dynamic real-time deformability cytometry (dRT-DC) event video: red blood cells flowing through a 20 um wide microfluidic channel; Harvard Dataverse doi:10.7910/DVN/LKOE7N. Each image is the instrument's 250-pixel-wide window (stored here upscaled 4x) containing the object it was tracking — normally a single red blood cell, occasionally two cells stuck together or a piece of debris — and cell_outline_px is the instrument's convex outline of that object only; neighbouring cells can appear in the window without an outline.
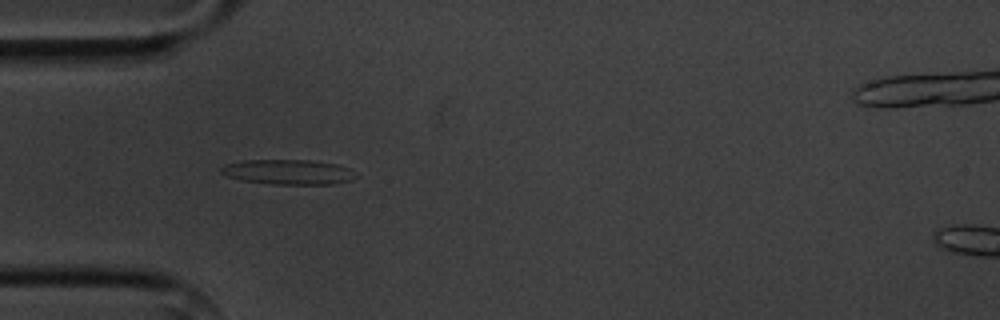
{"species": "common noctule bat (a hibernating species)", "species_latin": "Nyctalus noctula", "temperature_condition": "cold", "stored_images_in_passage": 10, "camera_frame_rate_fps": 3000, "um_per_image_px": 0.085, "animal": {"sex": "male", "body_mass_g": 20.1, "forearm_length_mm": 53.5}, "frame": {"image": 1, "passage_image": 4, "time_ms": 3.333, "image_size_px": [1000, 320], "cell_outline_px": [[356, 176], [348, 180], [332, 184], [272, 184], [240, 180], [228, 176], [220, 172], [220, 168], [224, 164], [244, 160], [308, 160], [336, 164], [348, 168]], "centroid_in_image_um": [24.42, 14.61], "position_along_channel_um": 60.6, "area_um2": 19.36}}
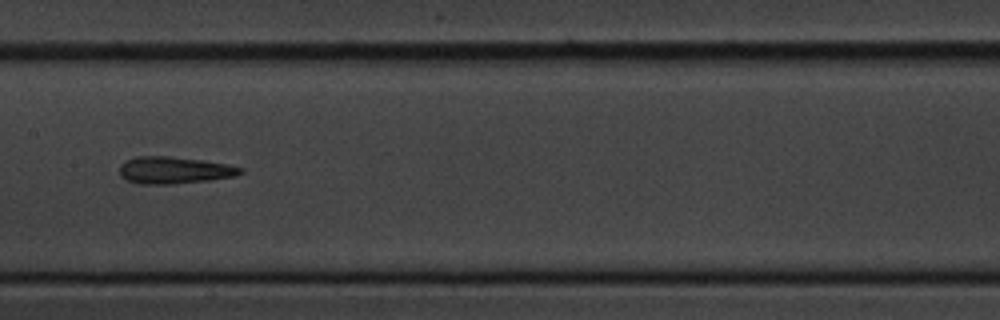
{"frame": {"image": 2, "passage_image": 7, "time_ms": 7.0, "image_size_px": [1000, 320], "cell_outline_px": [[244, 172], [236, 176], [208, 180], [172, 184], [140, 184], [128, 180], [120, 176], [120, 164], [124, 160], [136, 156], [168, 156], [200, 160], [228, 164], [244, 168]], "centroid_in_image_um": [14.8, 14.46], "position_along_channel_um": 192.6, "area_um2": 19.07}}
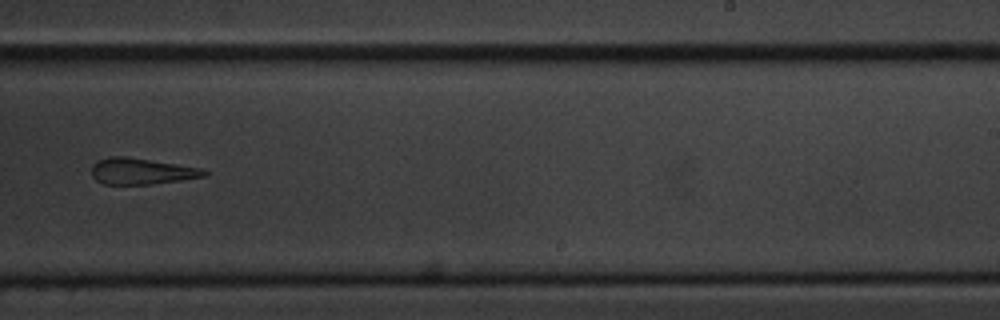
{"frame": {"image": 3, "passage_image": 9, "time_ms": 9.333, "image_size_px": [1000, 320], "cell_outline_px": [[208, 172], [204, 176], [180, 180], [152, 184], [104, 184], [96, 180], [92, 176], [92, 164], [96, 160], [112, 156], [124, 156], [176, 164], [200, 168]], "centroid_in_image_um": [11.96, 14.55], "position_along_channel_um": 277.0, "area_um2": 16.99}}